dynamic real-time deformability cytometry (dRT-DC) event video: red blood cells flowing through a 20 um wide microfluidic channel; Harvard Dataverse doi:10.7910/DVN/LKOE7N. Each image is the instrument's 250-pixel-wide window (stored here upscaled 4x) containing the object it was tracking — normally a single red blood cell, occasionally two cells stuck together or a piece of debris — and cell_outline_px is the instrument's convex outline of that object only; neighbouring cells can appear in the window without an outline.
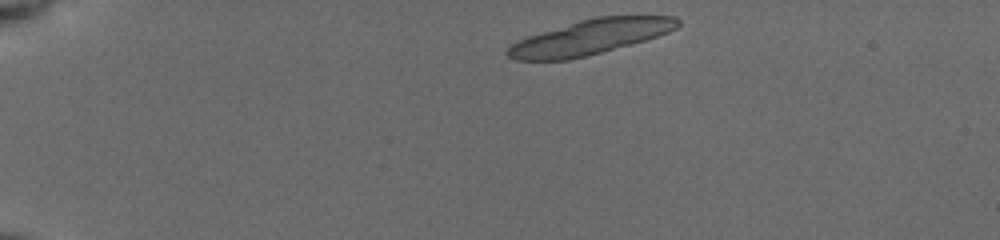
{"species": "common noctule bat (a hibernating species)", "species_latin": "Nyctalus noctula", "temperature_condition": "cold", "stored_images_in_passage": 33, "camera_frame_rate_fps": 3000, "um_per_image_px": 0.085, "animal": {"sex": "female", "body_mass_g": 19.5, "forearm_length_mm": 54.1}, "frame": {"image": 1, "passage_image": 1, "time_ms": 0.0, "image_size_px": [1000, 240], "cell_outline_px": [[680, 24], [676, 28], [668, 32], [644, 40], [600, 52], [568, 60], [516, 60], [508, 56], [504, 52], [512, 44], [528, 36], [580, 20], [596, 16], [676, 16], [680, 20]], "centroid_in_image_um": [50.16, 3.14], "position_along_channel_um": 34.8, "area_um2": 33.99}}